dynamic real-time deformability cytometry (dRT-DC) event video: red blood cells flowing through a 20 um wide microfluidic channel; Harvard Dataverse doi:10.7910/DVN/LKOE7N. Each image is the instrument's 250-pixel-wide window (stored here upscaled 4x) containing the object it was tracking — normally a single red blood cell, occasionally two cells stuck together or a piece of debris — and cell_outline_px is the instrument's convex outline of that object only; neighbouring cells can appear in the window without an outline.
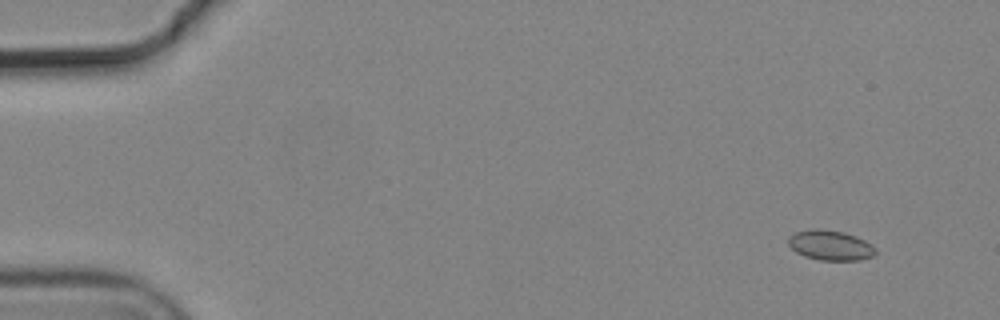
{"species": "common noctule bat (a hibernating species)", "species_latin": "Nyctalus noctula", "temperature_condition": "cold", "stored_images_in_passage": 4, "camera_frame_rate_fps": 3000, "um_per_image_px": 0.085, "animal": {"sex": "male", "body_mass_g": 19.2, "forearm_length_mm": 51.8}, "frame": {"image": 1, "passage_image": 2, "time_ms": 0.333, "image_size_px": [1000, 320], "cell_outline_px": [[876, 252], [872, 256], [860, 260], [820, 260], [804, 256], [796, 252], [788, 244], [788, 236], [796, 232], [812, 228], [816, 228], [844, 232], [856, 236], [872, 244], [876, 248]], "centroid_in_image_um": [70.57, 20.84], "position_along_channel_um": 14.4, "area_um2": 15.32}}